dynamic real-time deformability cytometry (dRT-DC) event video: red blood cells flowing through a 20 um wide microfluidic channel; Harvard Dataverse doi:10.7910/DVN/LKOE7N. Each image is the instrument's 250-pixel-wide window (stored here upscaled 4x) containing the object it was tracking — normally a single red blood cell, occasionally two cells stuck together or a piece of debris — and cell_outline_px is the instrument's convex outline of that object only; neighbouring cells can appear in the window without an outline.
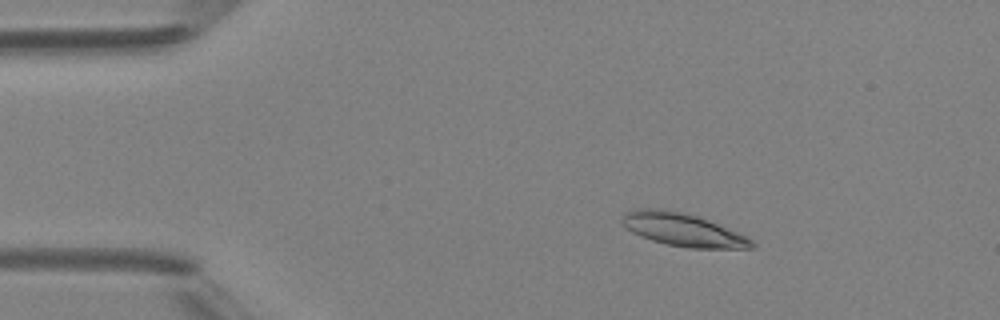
{"species": "Egyptian fruit bat (a non-hibernating species)", "species_latin": "Rousettus aegyptiacus", "temperature_condition": "room temperature", "stored_images_in_passage": 5, "camera_frame_rate_fps": 3000, "um_per_image_px": 0.085, "animal": {"sex": "female"}, "frame": {"image": 1, "passage_image": 1, "time_ms": 0.0, "image_size_px": [1000, 320], "cell_outline_px": [[756, 248], [688, 248], [668, 244], [652, 240], [640, 236], [624, 228], [620, 224], [620, 220], [624, 212], [640, 208], [660, 208], [684, 212], [708, 220], [748, 236], [756, 244]], "centroid_in_image_um": [58.01, 19.52], "position_along_channel_um": 27.0, "area_um2": 25.14}}
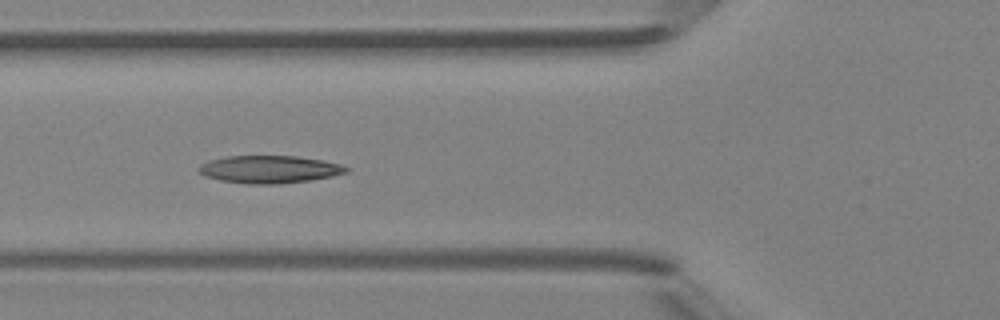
{"frame": {"image": 2, "passage_image": 4, "time_ms": 3.333, "image_size_px": [1000, 320], "cell_outline_px": [[352, 168], [348, 172], [332, 176], [312, 180], [280, 184], [248, 184], [220, 180], [204, 176], [196, 168], [200, 164], [212, 160], [228, 156], [296, 156], [324, 160], [340, 164]], "centroid_in_image_um": [22.94, 14.4], "position_along_channel_um": 102.9, "area_um2": 23.87}}
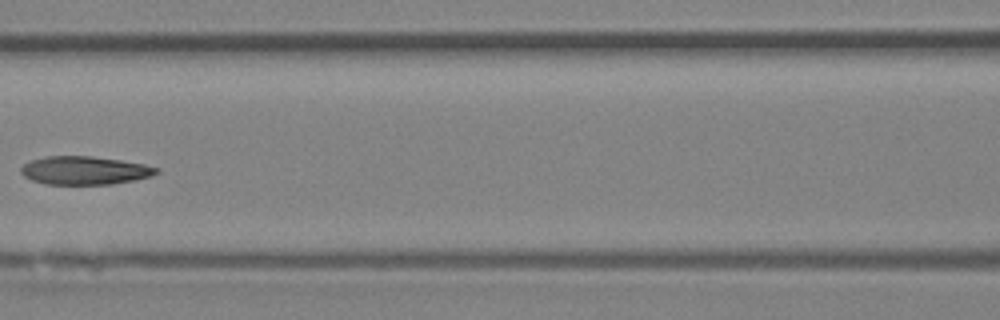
{"frame": {"image": 3, "passage_image": 5, "time_ms": 4.667, "image_size_px": [1000, 320], "cell_outline_px": [[160, 172], [152, 176], [136, 180], [112, 184], [48, 184], [32, 180], [24, 176], [20, 172], [20, 168], [24, 164], [32, 160], [48, 156], [92, 156], [120, 160], [144, 164], [160, 168]], "centroid_in_image_um": [7.24, 14.49], "position_along_channel_um": 159.4, "area_um2": 22.37}}